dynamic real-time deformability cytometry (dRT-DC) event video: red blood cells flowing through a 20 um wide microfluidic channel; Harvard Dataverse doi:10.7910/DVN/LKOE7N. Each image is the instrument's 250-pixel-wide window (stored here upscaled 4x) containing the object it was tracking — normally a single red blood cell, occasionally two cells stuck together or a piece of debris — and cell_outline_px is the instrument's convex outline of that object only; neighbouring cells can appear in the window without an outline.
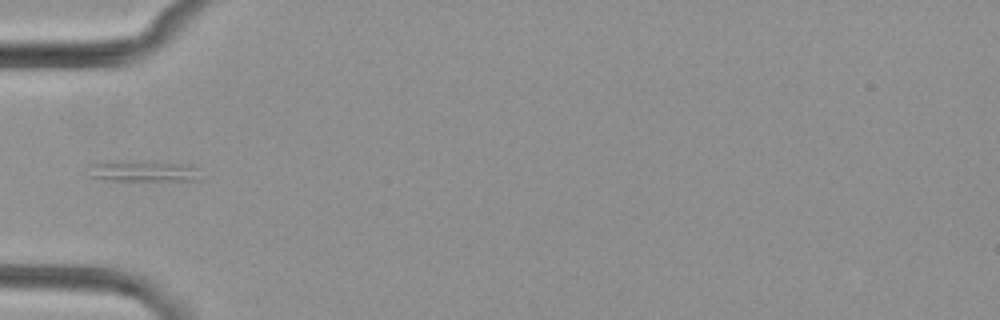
{"species": "common noctule bat (a hibernating species)", "species_latin": "Nyctalus noctula", "temperature_condition": "cold", "stored_images_in_passage": 4, "camera_frame_rate_fps": 3000, "um_per_image_px": 0.085, "animal": {"sex": "female", "body_mass_g": 29.2, "forearm_length_mm": 56.3}, "frame": {"image": 1, "passage_image": 4, "time_ms": 4.333, "image_size_px": [1000, 320], "cell_outline_px": [[200, 180], [104, 180], [88, 176], [88, 164], [116, 160], [192, 164], [196, 168]], "centroid_in_image_um": [12.09, 14.53], "position_along_channel_um": 72.9, "area_um2": 13.87}}